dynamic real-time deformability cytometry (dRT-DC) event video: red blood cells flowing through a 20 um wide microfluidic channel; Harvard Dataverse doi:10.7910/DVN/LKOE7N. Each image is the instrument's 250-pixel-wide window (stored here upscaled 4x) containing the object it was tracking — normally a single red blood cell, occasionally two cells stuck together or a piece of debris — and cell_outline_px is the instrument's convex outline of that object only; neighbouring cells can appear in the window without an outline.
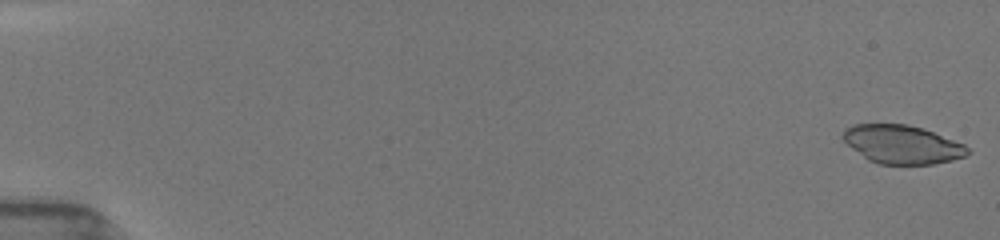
{"species": "common noctule bat (a hibernating species)", "species_latin": "Nyctalus noctula", "temperature_condition": "room temperature", "stored_images_in_passage": 52, "camera_frame_rate_fps": 3000, "um_per_image_px": 0.085, "animal": {"sex": "female", "body_mass_g": 19.5, "forearm_length_mm": 54.1}, "frame": {"image": 1, "passage_image": 1, "time_ms": 0.0, "image_size_px": [1000, 240], "cell_outline_px": [[972, 152], [964, 156], [952, 160], [932, 164], [880, 164], [868, 160], [852, 148], [840, 136], [844, 128], [852, 124], [908, 124], [924, 128], [964, 144]], "centroid_in_image_um": [76.67, 12.26], "position_along_channel_um": 8.3, "area_um2": 28.09}}
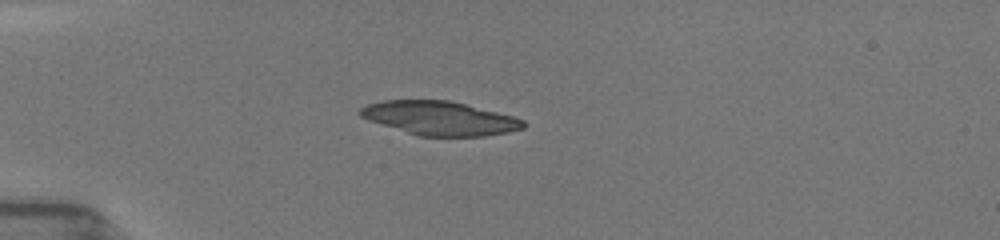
{"frame": {"image": 2, "passage_image": 15, "time_ms": 4.667, "image_size_px": [1000, 240], "cell_outline_px": [[524, 128], [508, 132], [484, 136], [420, 136], [368, 120], [360, 116], [360, 108], [368, 104], [380, 100], [448, 100], [512, 116], [524, 120]], "centroid_in_image_um": [37.36, 10.04], "position_along_channel_um": 47.6, "area_um2": 31.79}}